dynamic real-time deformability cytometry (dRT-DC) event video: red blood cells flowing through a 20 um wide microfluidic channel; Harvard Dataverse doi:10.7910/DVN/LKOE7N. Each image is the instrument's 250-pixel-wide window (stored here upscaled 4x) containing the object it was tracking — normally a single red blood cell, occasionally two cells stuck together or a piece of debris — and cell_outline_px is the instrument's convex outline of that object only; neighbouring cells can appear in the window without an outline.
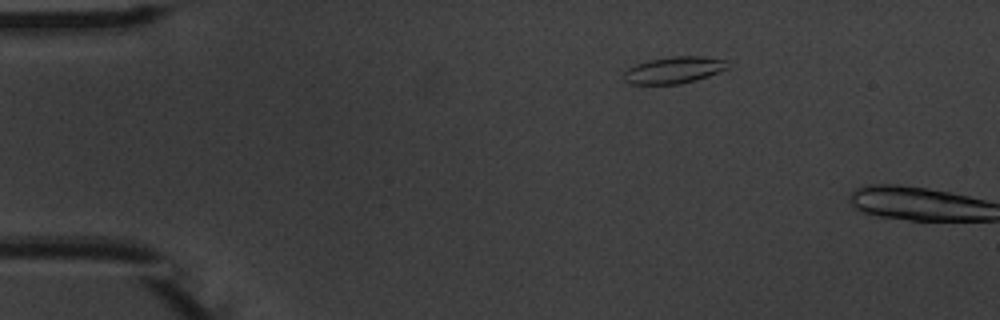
{"species": "common noctule bat (a hibernating species)", "species_latin": "Nyctalus noctula", "temperature_condition": "warm", "stored_images_in_passage": 2, "camera_frame_rate_fps": 3000, "um_per_image_px": 0.085, "animal": {"sex": "male", "body_mass_g": 20.1, "forearm_length_mm": 53.5}, "frame": {"image": 1, "passage_image": 1, "time_ms": 0.0, "image_size_px": [1000, 320], "cell_outline_px": [[728, 68], [708, 76], [696, 80], [680, 84], [628, 84], [624, 80], [624, 72], [628, 68], [636, 64], [648, 60], [672, 56], [704, 56], [728, 60]], "centroid_in_image_um": [57.29, 5.95], "position_along_channel_um": 27.7, "area_um2": 16.3}}